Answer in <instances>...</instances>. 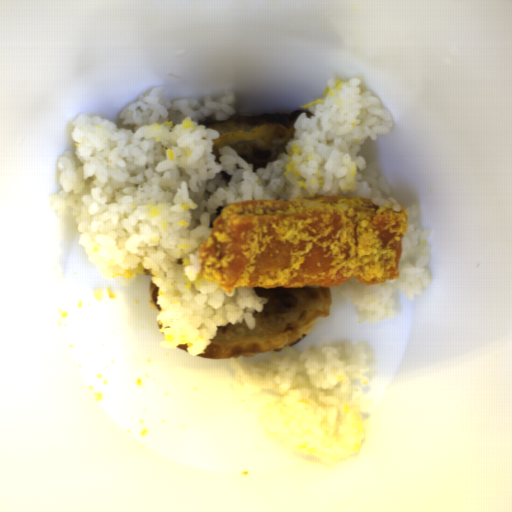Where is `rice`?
Wrapping results in <instances>:
<instances>
[{"label": "rice", "mask_w": 512, "mask_h": 512, "mask_svg": "<svg viewBox=\"0 0 512 512\" xmlns=\"http://www.w3.org/2000/svg\"><path fill=\"white\" fill-rule=\"evenodd\" d=\"M375 361L369 343L286 348L257 362L230 359L232 387L263 403L261 429L296 456L338 465L364 438L360 398Z\"/></svg>", "instance_id": "023b6e5f"}, {"label": "rice", "mask_w": 512, "mask_h": 512, "mask_svg": "<svg viewBox=\"0 0 512 512\" xmlns=\"http://www.w3.org/2000/svg\"><path fill=\"white\" fill-rule=\"evenodd\" d=\"M405 211L409 219L397 263L399 278L377 285L352 280L332 285L334 294L356 306L358 323L366 321L375 325L384 319H394L399 311L392 295L398 289L405 293L408 301L414 302L423 295L424 288L432 284V270L428 269L431 247L426 244L430 230L422 228L415 206Z\"/></svg>", "instance_id": "8eca5e8b"}, {"label": "rice", "mask_w": 512, "mask_h": 512, "mask_svg": "<svg viewBox=\"0 0 512 512\" xmlns=\"http://www.w3.org/2000/svg\"><path fill=\"white\" fill-rule=\"evenodd\" d=\"M362 80L327 82L323 101L300 114L293 138L276 160L254 170L203 124L234 116L237 95L171 101L165 86L141 93L120 113V126L78 114L70 137L76 148L57 162L61 188L47 198L60 217L73 216L78 245L102 279L130 286L138 275L157 287L160 346L186 345L196 357L220 327L245 320L268 299L254 286L224 291L201 276L199 248L225 207L241 201L367 197L401 211L390 185L359 153L394 128L391 112ZM232 175L226 184L221 172Z\"/></svg>", "instance_id": "652b925c"}]
</instances>
